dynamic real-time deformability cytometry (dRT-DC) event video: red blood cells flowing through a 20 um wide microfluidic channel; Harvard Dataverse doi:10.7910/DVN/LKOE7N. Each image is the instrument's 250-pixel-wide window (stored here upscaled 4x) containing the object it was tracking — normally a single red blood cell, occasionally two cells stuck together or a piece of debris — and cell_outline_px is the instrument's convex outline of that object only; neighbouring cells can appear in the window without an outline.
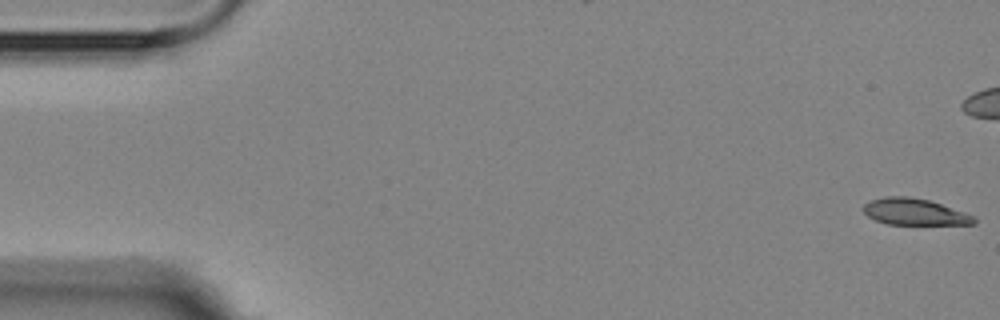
{"species": "Egyptian fruit bat (a non-hibernating species)", "species_latin": "Rousettus aegyptiacus", "temperature_condition": "room temperature", "stored_images_in_passage": 6, "camera_frame_rate_fps": 3000, "um_per_image_px": 0.085, "animal": {"sex": "female"}, "frame": {"image": 1, "passage_image": 1, "time_ms": 0.0, "image_size_px": [1000, 320], "cell_outline_px": [[976, 224], [888, 224], [876, 220], [868, 216], [864, 212], [864, 204], [872, 200], [884, 196], [908, 196], [928, 200], [976, 216]], "centroid_in_image_um": [77.74, 18.0], "position_along_channel_um": 7.3, "area_um2": 16.88}}